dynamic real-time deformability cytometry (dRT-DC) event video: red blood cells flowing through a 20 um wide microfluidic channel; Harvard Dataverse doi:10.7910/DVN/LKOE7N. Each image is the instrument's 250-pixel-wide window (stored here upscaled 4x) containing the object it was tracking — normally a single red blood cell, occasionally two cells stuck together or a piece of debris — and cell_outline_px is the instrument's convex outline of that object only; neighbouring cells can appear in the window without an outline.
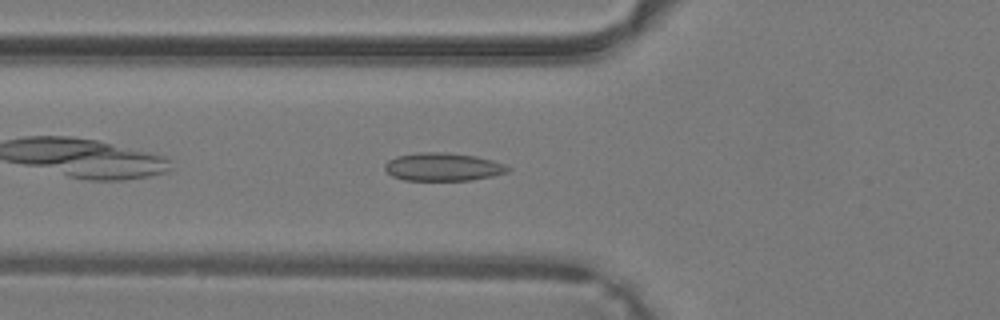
{"species": "common noctule bat (a hibernating species)", "species_latin": "Nyctalus noctula", "temperature_condition": "warm", "stored_images_in_passage": 30, "camera_frame_rate_fps": 3000, "um_per_image_px": 0.085, "animal": {"sex": "male", "body_mass_g": 19.2, "forearm_length_mm": 51.8}, "frame": {"image": 1, "passage_image": 4, "time_ms": 1.0, "image_size_px": [1000, 320], "cell_outline_px": [[512, 168], [508, 172], [492, 176], [472, 180], [404, 180], [392, 176], [384, 168], [384, 164], [388, 160], [396, 156], [420, 152], [444, 152], [476, 156], [492, 160], [504, 164]], "centroid_in_image_um": [37.65, 14.18], "position_along_channel_um": 88.1, "area_um2": 20.17}}
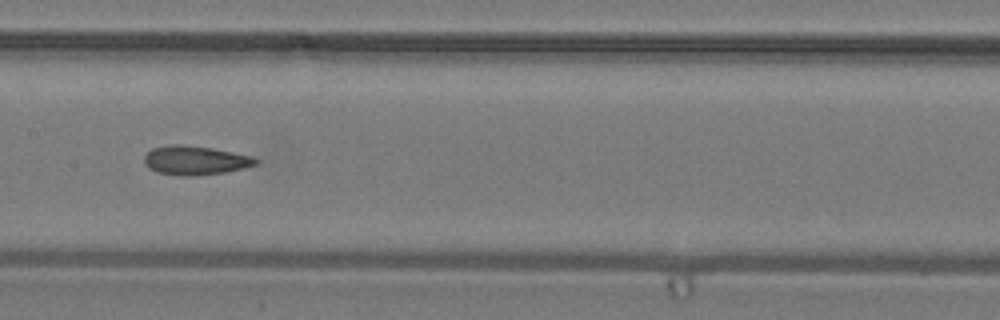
{"frame": {"image": 2, "passage_image": 10, "time_ms": 3.0, "image_size_px": [1000, 320], "cell_outline_px": [[260, 164], [244, 168], [224, 172], [192, 176], [180, 176], [156, 172], [148, 168], [144, 164], [144, 156], [152, 148], [168, 144], [180, 144], [212, 148], [252, 156], [260, 160]], "centroid_in_image_um": [16.59, 13.63], "position_along_channel_um": 190.8, "area_um2": 19.07}}
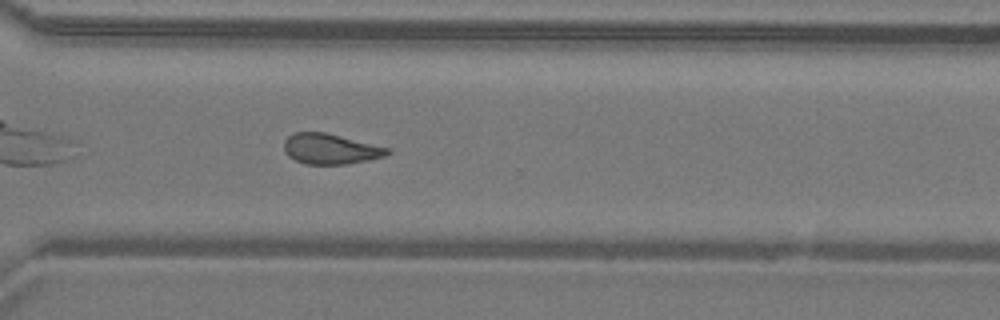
{"frame": {"image": 3, "passage_image": 19, "time_ms": 6.0, "image_size_px": [1000, 320], "cell_outline_px": [[392, 152], [384, 156], [368, 160], [348, 164], [304, 164], [288, 156], [284, 152], [284, 140], [292, 132], [324, 132], [388, 148]], "centroid_in_image_um": [28.04, 12.66], "position_along_channel_um": 342.6, "area_um2": 18.21}}